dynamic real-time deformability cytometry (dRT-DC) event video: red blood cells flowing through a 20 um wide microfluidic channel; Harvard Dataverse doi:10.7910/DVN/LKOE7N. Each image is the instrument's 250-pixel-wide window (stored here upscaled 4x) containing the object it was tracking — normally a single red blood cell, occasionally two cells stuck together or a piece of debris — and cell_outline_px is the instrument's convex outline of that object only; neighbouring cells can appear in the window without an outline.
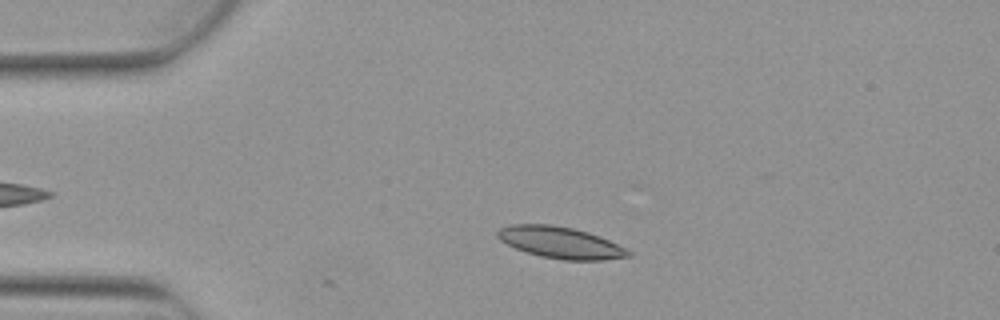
{"species": "Egyptian fruit bat (a non-hibernating species)", "species_latin": "Rousettus aegyptiacus", "temperature_condition": "warm", "stored_images_in_passage": 3, "camera_frame_rate_fps": 3000, "um_per_image_px": 0.085, "animal": {"sex": "female"}, "frame": {"image": 1, "passage_image": 2, "time_ms": 0.333, "image_size_px": [1000, 320], "cell_outline_px": [[632, 256], [604, 260], [564, 260], [540, 256], [516, 248], [500, 240], [496, 236], [496, 232], [500, 228], [512, 224], [548, 224], [572, 228], [588, 232], [600, 236], [632, 252]], "centroid_in_image_um": [47.64, 20.62], "position_along_channel_um": 37.4, "area_um2": 23.87}}